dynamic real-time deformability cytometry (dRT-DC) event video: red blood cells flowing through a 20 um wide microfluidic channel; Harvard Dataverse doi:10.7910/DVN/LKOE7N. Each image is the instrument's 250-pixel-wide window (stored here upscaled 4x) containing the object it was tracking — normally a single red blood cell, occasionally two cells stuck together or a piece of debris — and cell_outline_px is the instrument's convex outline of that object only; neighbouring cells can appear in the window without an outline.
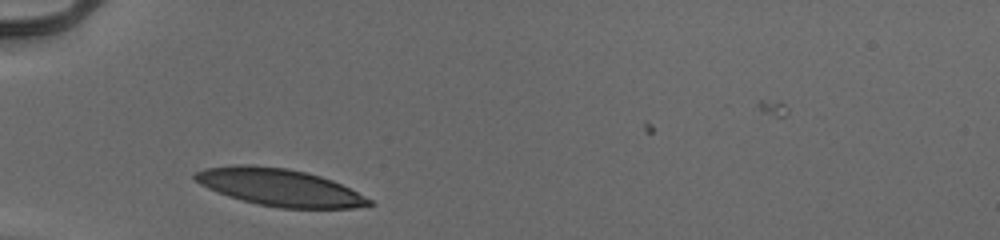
{"species": "human", "species_latin": "Homo sapiens", "temperature_condition": "cold", "stored_images_in_passage": 27, "camera_frame_rate_fps": 3000, "um_per_image_px": 0.085, "donor": {"sex": "male"}, "frame": {"image": 1, "passage_image": 1, "time_ms": 0.0, "image_size_px": [1000, 240], "cell_outline_px": [[376, 204], [352, 208], [280, 208], [256, 204], [228, 196], [208, 188], [200, 184], [192, 176], [196, 172], [204, 168], [236, 164], [244, 164], [288, 168], [308, 172], [332, 180], [372, 200]], "centroid_in_image_um": [23.74, 15.92], "position_along_channel_um": 61.3, "area_um2": 37.69}}
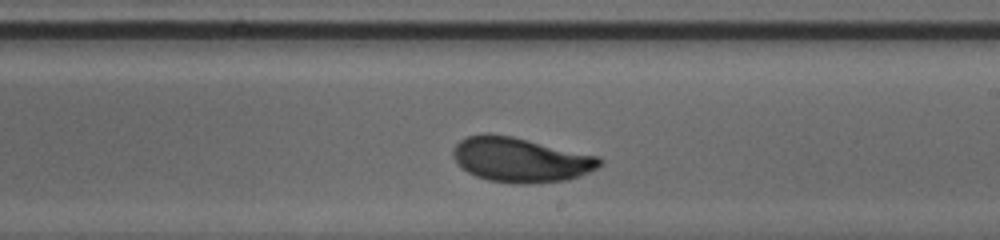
{"frame": {"image": 2, "passage_image": 16, "time_ms": 5.0, "image_size_px": [1000, 240], "cell_outline_px": [[604, 160], [596, 168], [580, 176], [568, 180], [528, 184], [512, 184], [488, 180], [476, 176], [468, 172], [452, 156], [452, 148], [464, 136], [484, 132], [488, 132], [512, 136], [600, 156]], "centroid_in_image_um": [44.24, 13.57], "position_along_channel_um": 244.8, "area_um2": 38.55}}
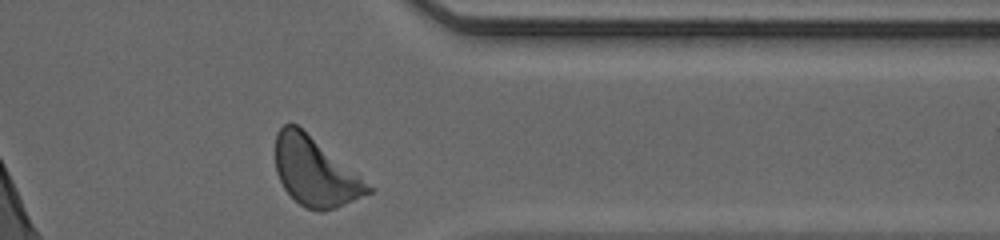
{"frame": {"image": 3, "passage_image": 27, "time_ms": 8.667, "image_size_px": [1000, 240], "cell_outline_px": [[376, 188], [372, 192], [336, 208], [324, 212], [320, 212], [304, 208], [284, 188], [276, 172], [276, 132], [284, 124], [296, 124]], "centroid_in_image_um": [26.8, 14.63], "position_along_channel_um": 384.6, "area_um2": 36.82}, "authors_computed_cell_mechanics": {"area_um2": 37.3966, "velocity_mm_per_s": 3.9062, "shape_relaxation_time_tau1_ms": 3.0395, "shape_relaxation_time_tau2_ms": 0.8945, "deformation_change_tau1": 0.1484, "deformation_change_tau2": 0.0576}}